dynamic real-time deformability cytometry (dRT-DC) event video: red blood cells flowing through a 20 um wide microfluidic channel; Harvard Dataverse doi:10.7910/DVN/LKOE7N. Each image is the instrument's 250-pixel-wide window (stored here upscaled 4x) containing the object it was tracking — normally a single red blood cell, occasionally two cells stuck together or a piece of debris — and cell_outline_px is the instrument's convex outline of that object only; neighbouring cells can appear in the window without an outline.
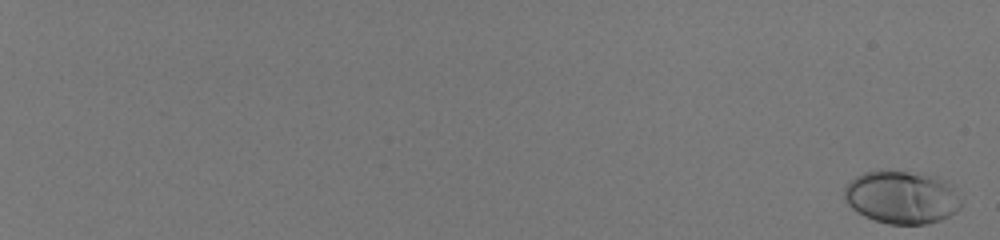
{"species": "human", "species_latin": "Homo sapiens", "temperature_condition": "room temperature", "stored_images_in_passage": 53, "camera_frame_rate_fps": 3000, "um_per_image_px": 0.085, "donor": {"sex": "male"}, "frame": {"image": 1, "passage_image": 1, "time_ms": 0.0, "image_size_px": [1000, 240], "cell_outline_px": [[960, 208], [956, 212], [940, 220], [924, 224], [888, 224], [864, 216], [852, 208], [848, 204], [844, 196], [844, 188], [856, 176], [864, 172], [904, 172], [936, 176], [948, 188], [960, 204]], "centroid_in_image_um": [76.56, 16.8], "position_along_channel_um": 8.4, "area_um2": 34.68}}
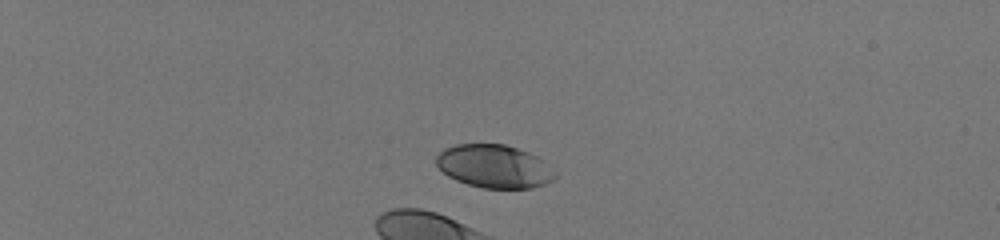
{"frame": {"image": 2, "passage_image": 19, "time_ms": 6.0, "image_size_px": [1000, 240], "cell_outline_px": [[556, 176], [552, 180], [544, 184], [532, 188], [484, 188], [468, 184], [456, 180], [448, 176], [436, 164], [436, 156], [444, 148], [456, 144], [504, 144], [528, 152], [544, 160], [556, 172]], "centroid_in_image_um": [42.01, 14.13], "position_along_channel_um": 43.0, "area_um2": 29.82}, "authors_computed_cell_mechanics": {"area_um2": 36.1828, "velocity_mm_per_s": 3.964, "shape_relaxation_time_tau1_ms": 1.7411, "shape_relaxation_time_tau2_ms": null, "deformation_change_tau1": 0.1499, "deformation_change_tau2": null}}